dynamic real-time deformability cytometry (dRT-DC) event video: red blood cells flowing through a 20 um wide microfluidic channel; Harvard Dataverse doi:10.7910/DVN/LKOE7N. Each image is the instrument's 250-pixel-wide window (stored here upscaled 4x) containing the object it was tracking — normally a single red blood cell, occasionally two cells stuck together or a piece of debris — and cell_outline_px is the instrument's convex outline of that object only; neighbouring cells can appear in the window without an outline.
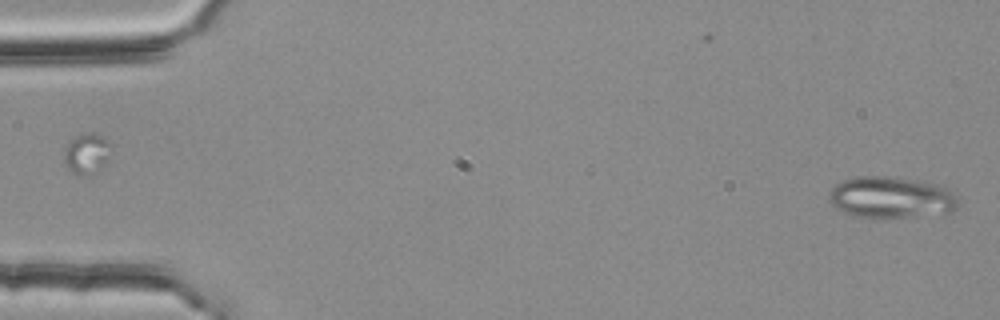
{"species": "common noctule bat (a hibernating species)", "species_latin": "Nyctalus noctula", "temperature_condition": "room temperature", "stored_images_in_passage": 16, "camera_frame_rate_fps": 3000, "um_per_image_px": 0.085, "animal": {"sex": "female", "body_mass_g": 25.1}, "frame": {"image": 1, "passage_image": 1, "time_ms": 0.0, "image_size_px": [1000, 320], "cell_outline_px": [[960, 204], [956, 208], [948, 212], [884, 220], [860, 216], [836, 208], [828, 200], [828, 196], [832, 188], [836, 184], [844, 180], [860, 176], [884, 176], [920, 180], [936, 184], [952, 192], [956, 196]], "centroid_in_image_um": [75.75, 16.79], "position_along_channel_um": 9.2, "area_um2": 31.33}}